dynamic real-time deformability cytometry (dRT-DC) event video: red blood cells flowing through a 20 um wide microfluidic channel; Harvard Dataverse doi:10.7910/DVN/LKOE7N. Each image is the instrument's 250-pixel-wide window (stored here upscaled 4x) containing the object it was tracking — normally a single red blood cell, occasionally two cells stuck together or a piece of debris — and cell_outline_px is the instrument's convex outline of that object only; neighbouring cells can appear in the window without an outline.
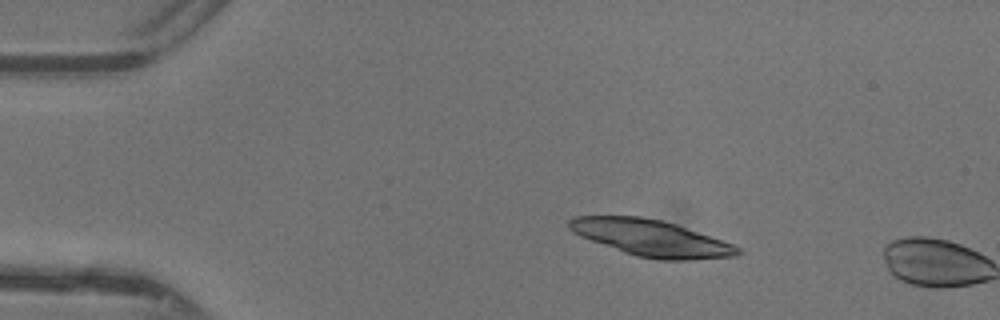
{"species": "common noctule bat (a hibernating species)", "species_latin": "Nyctalus noctula", "temperature_condition": "warm", "stored_images_in_passage": 9, "camera_frame_rate_fps": 3000, "um_per_image_px": 0.085, "animal": {"sex": "female"}, "frame": {"image": 1, "passage_image": 8, "time_ms": 2.333, "image_size_px": [1000, 320], "cell_outline_px": [[744, 252], [736, 256], [692, 260], [660, 260], [636, 256], [624, 252], [580, 236], [572, 232], [568, 228], [568, 220], [576, 216], [640, 216], [664, 220], [676, 224], [732, 244], [740, 248]], "centroid_in_image_um": [55.35, 20.23], "position_along_channel_um": 29.7, "area_um2": 35.66}}